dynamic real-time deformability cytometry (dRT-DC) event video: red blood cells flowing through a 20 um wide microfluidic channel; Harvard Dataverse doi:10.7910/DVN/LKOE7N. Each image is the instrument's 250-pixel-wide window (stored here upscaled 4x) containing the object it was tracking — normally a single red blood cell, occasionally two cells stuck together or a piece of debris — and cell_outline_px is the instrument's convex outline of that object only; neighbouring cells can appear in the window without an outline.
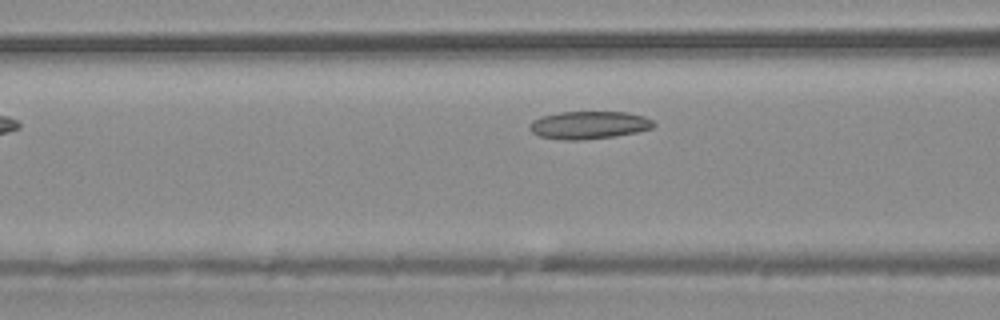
{"species": "common noctule bat (a hibernating species)", "species_latin": "Nyctalus noctula", "temperature_condition": "warm", "stored_images_in_passage": 3, "camera_frame_rate_fps": 3000, "um_per_image_px": 0.085, "animal": {"sex": "male", "body_mass_g": 20.4}, "frame": {"image": 1, "passage_image": 3, "time_ms": 2.667, "image_size_px": [1000, 320], "cell_outline_px": [[656, 124], [652, 128], [636, 132], [616, 136], [584, 140], [564, 140], [540, 136], [532, 132], [528, 128], [528, 124], [532, 120], [540, 116], [560, 112], [628, 112], [644, 116], [652, 120]], "centroid_in_image_um": [50.04, 10.63], "position_along_channel_um": 116.6, "area_um2": 20.23}}